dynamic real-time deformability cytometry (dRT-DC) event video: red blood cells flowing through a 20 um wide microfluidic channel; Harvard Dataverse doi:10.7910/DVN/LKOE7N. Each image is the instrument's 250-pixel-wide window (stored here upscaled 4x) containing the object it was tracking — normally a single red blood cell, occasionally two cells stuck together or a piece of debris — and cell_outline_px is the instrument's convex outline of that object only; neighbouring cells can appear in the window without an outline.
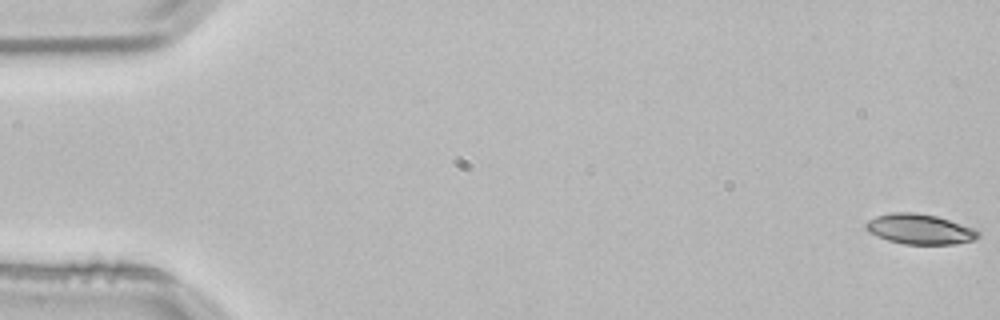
{"species": "common noctule bat (a hibernating species)", "species_latin": "Nyctalus noctula", "temperature_condition": "room temperature", "stored_images_in_passage": 10, "camera_frame_rate_fps": 3000, "um_per_image_px": 0.085, "animal": {"sex": "male", "body_mass_g": 21.5, "forearm_length_mm": 52.0}, "frame": {"image": 1, "passage_image": 1, "time_ms": 0.0, "image_size_px": [1000, 320], "cell_outline_px": [[980, 236], [976, 240], [956, 244], [904, 244], [888, 240], [868, 232], [864, 228], [864, 224], [868, 220], [876, 216], [892, 212], [916, 212], [936, 216], [976, 228], [980, 232]], "centroid_in_image_um": [78.2, 19.47], "position_along_channel_um": 6.8, "area_um2": 20.0}}